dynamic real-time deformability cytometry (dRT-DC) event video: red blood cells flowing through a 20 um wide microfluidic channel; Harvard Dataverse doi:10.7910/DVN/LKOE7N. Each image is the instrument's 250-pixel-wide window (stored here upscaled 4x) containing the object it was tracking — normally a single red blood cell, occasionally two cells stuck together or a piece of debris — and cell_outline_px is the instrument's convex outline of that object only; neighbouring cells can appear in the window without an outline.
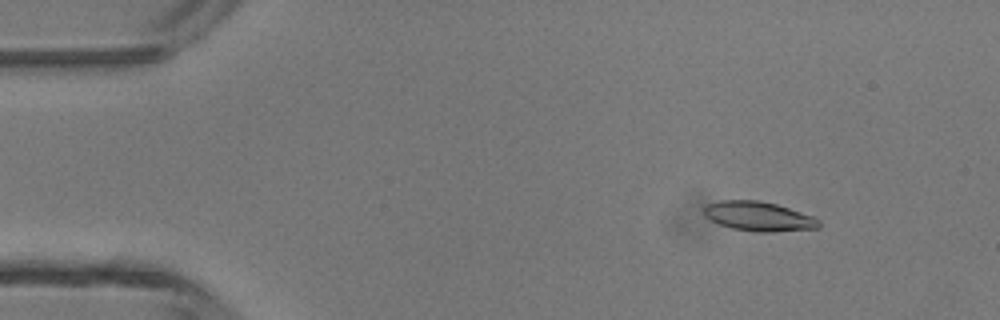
{"species": "common noctule bat (a hibernating species)", "species_latin": "Nyctalus noctula", "temperature_condition": "room temperature", "stored_images_in_passage": 47, "camera_frame_rate_fps": 3000, "um_per_image_px": 0.085, "animal": {"sex": "male", "body_mass_g": 13.3}, "frame": {"image": 1, "passage_image": 6, "time_ms": 1.667, "image_size_px": [1000, 320], "cell_outline_px": [[820, 228], [772, 232], [756, 232], [732, 228], [720, 224], [704, 216], [704, 208], [708, 204], [720, 200], [760, 200], [776, 204], [816, 216], [820, 220]], "centroid_in_image_um": [64.54, 18.39], "position_along_channel_um": 20.5, "area_um2": 19.88}}
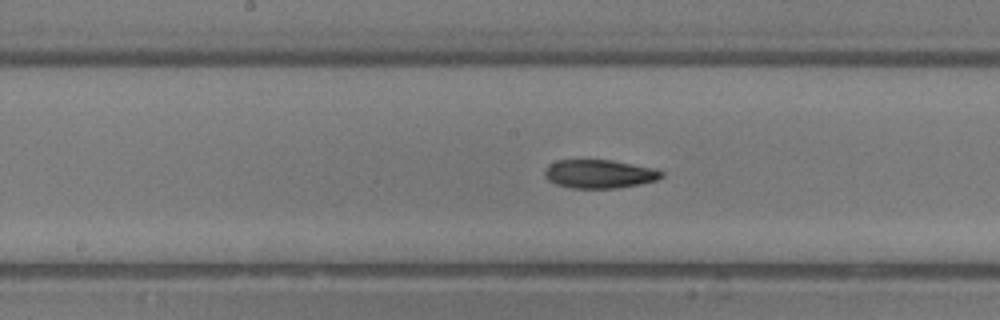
{"frame": {"image": 2, "passage_image": 24, "time_ms": 7.667, "image_size_px": [1000, 320], "cell_outline_px": [[664, 176], [656, 180], [640, 184], [616, 188], [572, 188], [556, 184], [548, 180], [544, 176], [544, 172], [548, 164], [556, 160], [612, 160], [652, 168], [664, 172]], "centroid_in_image_um": [50.92, 14.78], "position_along_channel_um": 197.3, "area_um2": 19.42}}
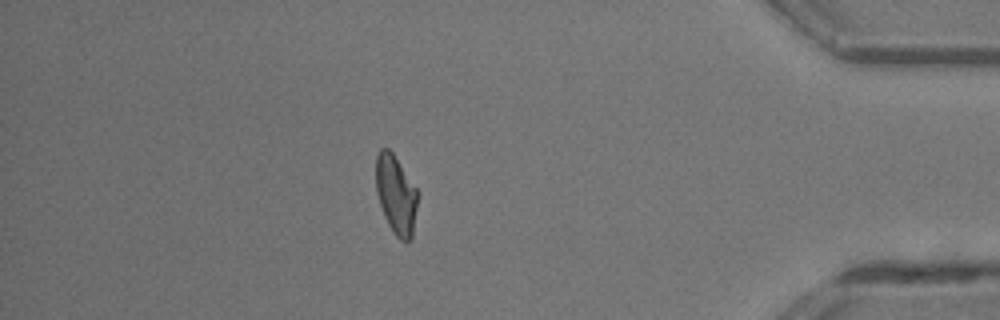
{"frame": {"image": 3, "passage_image": 41, "time_ms": 13.333, "image_size_px": [1000, 320], "cell_outline_px": [[420, 192], [412, 240], [400, 240], [396, 236], [388, 224], [384, 216], [376, 192], [376, 156], [380, 148], [388, 148], [392, 152]], "centroid_in_image_um": [33.69, 16.55], "position_along_channel_um": 401.5, "area_um2": 19.54}, "authors_computed_cell_mechanics": {"area_um2": 19.652, "velocity_mm_per_s": 4.3824, "shape_relaxation_time_tau1_ms": 4.2448, "shape_relaxation_time_tau2_ms": 4.4919, "deformation_change_tau1": 0.1762, "deformation_change_tau2": 0.1438}}